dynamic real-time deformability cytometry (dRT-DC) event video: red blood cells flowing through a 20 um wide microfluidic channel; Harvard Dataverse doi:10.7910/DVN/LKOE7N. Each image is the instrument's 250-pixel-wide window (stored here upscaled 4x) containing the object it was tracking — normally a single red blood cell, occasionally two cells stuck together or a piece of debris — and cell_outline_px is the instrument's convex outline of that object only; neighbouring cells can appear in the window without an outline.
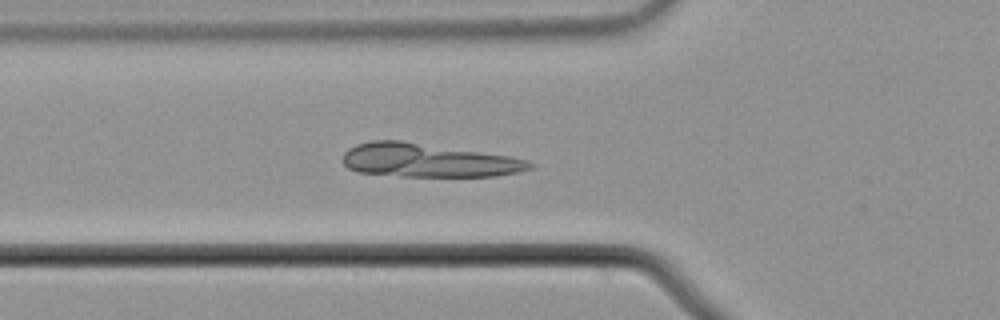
{"species": "common noctule bat (a hibernating species)", "species_latin": "Nyctalus noctula", "temperature_condition": "cold", "stored_images_in_passage": 45, "camera_frame_rate_fps": 3000, "um_per_image_px": 0.085, "animal": {"sex": "male", "body_mass_g": 21.5, "forearm_length_mm": 52.0}, "frame": {"image": 1, "passage_image": 16, "time_ms": 5.0, "image_size_px": [1000, 320], "cell_outline_px": [[536, 168], [516, 172], [492, 176], [400, 176], [356, 172], [348, 168], [340, 160], [344, 152], [348, 148], [356, 144], [372, 140], [400, 140], [508, 156], [528, 160], [536, 164]], "centroid_in_image_um": [36.34, 13.63], "position_along_channel_um": 89.5, "area_um2": 36.65}}
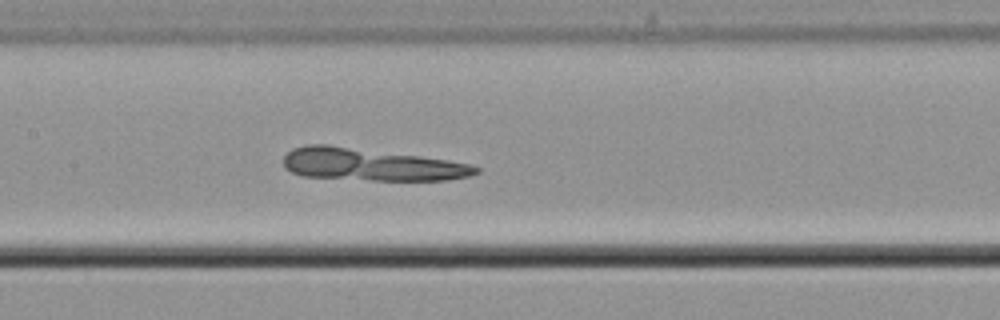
{"frame": {"image": 2, "passage_image": 23, "time_ms": 7.333, "image_size_px": [1000, 320], "cell_outline_px": [[480, 172], [468, 176], [448, 180], [372, 180], [304, 176], [292, 172], [284, 168], [284, 156], [292, 148], [308, 144], [328, 144], [420, 156], [448, 160], [468, 164], [480, 168]], "centroid_in_image_um": [31.51, 13.98], "position_along_channel_um": 175.9, "area_um2": 36.07}}
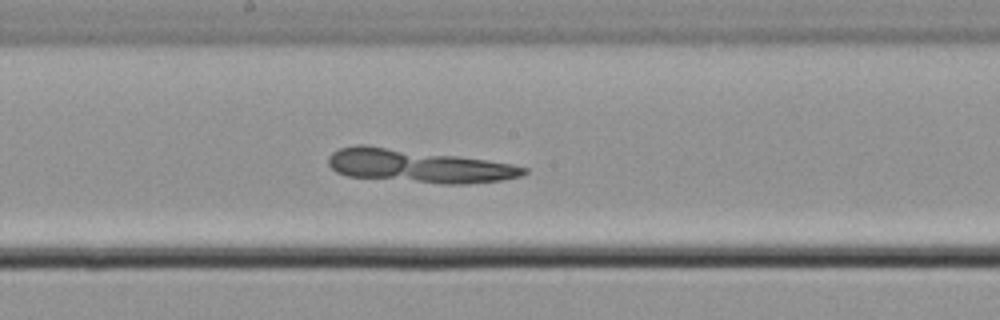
{"frame": {"image": 3, "passage_image": 26, "time_ms": 8.333, "image_size_px": [1000, 320], "cell_outline_px": [[528, 172], [520, 176], [500, 180], [468, 184], [440, 184], [348, 176], [336, 172], [328, 164], [328, 156], [332, 152], [340, 148], [356, 144], [364, 144], [456, 156], [512, 164], [528, 168]], "centroid_in_image_um": [35.51, 14.11], "position_along_channel_um": 212.7, "area_um2": 37.57}}